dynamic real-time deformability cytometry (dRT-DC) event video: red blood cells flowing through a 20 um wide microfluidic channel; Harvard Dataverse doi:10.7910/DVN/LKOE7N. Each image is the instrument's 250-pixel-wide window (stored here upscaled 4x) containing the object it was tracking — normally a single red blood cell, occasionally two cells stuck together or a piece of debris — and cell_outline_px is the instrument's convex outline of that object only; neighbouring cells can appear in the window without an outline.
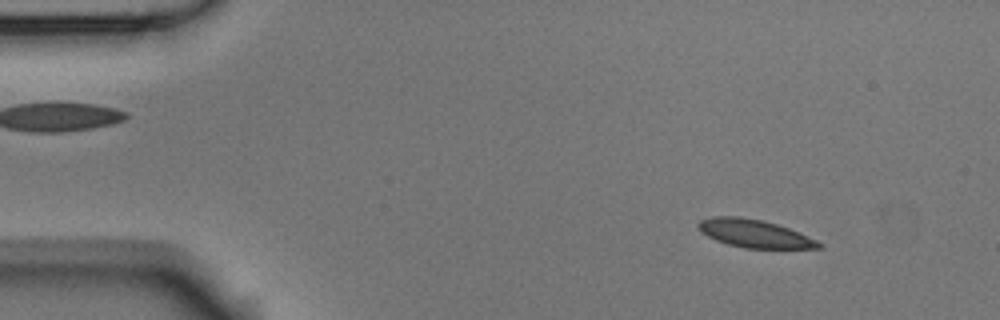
{"species": "Egyptian fruit bat (a non-hibernating species)", "species_latin": "Rousettus aegyptiacus", "temperature_condition": "room temperature", "stored_images_in_passage": 53, "camera_frame_rate_fps": 3000, "um_per_image_px": 0.085, "animal": {"sex": "male"}, "frame": {"image": 1, "passage_image": 6, "time_ms": 1.667, "image_size_px": [1000, 320], "cell_outline_px": [[824, 244], [820, 248], [744, 248], [728, 244], [716, 240], [700, 232], [696, 228], [696, 224], [700, 220], [712, 216], [740, 216], [764, 220], [788, 228], [808, 236]], "centroid_in_image_um": [64.08, 19.84], "position_along_channel_um": 20.9, "area_um2": 19.71}}
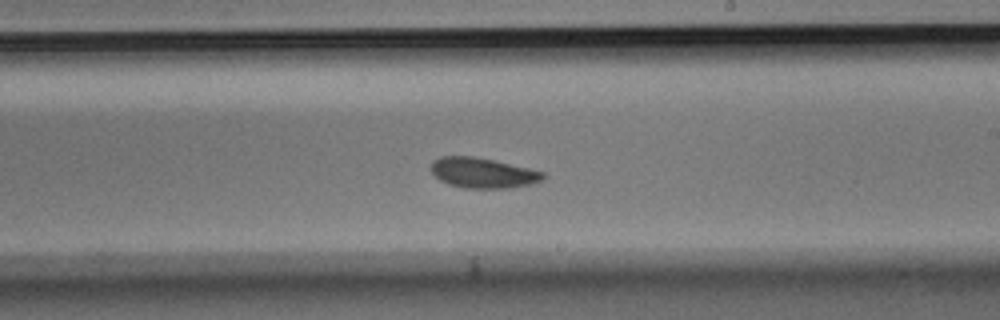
{"frame": {"image": 2, "passage_image": 31, "time_ms": 10.0, "image_size_px": [1000, 320], "cell_outline_px": [[544, 176], [540, 180], [532, 184], [512, 188], [464, 188], [448, 184], [440, 180], [432, 172], [432, 160], [440, 156], [472, 156], [492, 160], [528, 168], [544, 172]], "centroid_in_image_um": [41.02, 14.7], "position_along_channel_um": 248.0, "area_um2": 19.59}}
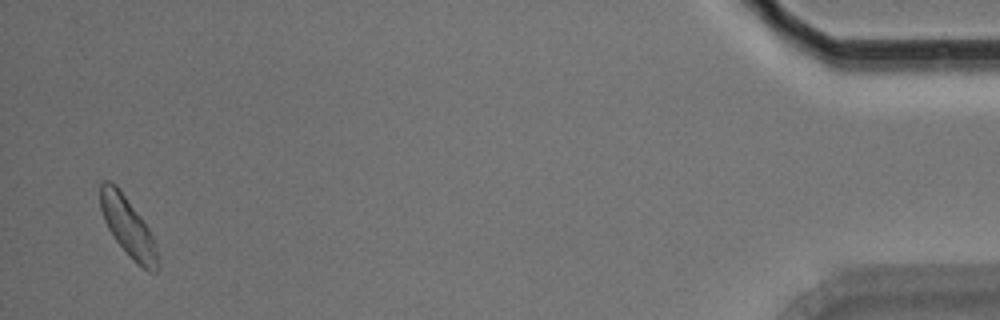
{"frame": {"image": 3, "passage_image": 52, "time_ms": 17.0, "image_size_px": [1000, 320], "cell_outline_px": [[160, 264], [156, 272], [148, 272], [116, 240], [108, 228], [104, 220], [100, 208], [100, 184], [104, 180], [108, 180], [116, 184], [120, 188], [148, 228], [156, 240]], "centroid_in_image_um": [10.9, 19.25], "position_along_channel_um": 424.3, "area_um2": 19.59}, "authors_computed_cell_mechanics": {"area_um2": 19.8832, "velocity_mm_per_s": 3.7287, "shape_relaxation_time_tau1_ms": 3.5059, "shape_relaxation_time_tau2_ms": 4.7222, "deformation_change_tau1": 0.1085, "deformation_change_tau2": 0.0881}}